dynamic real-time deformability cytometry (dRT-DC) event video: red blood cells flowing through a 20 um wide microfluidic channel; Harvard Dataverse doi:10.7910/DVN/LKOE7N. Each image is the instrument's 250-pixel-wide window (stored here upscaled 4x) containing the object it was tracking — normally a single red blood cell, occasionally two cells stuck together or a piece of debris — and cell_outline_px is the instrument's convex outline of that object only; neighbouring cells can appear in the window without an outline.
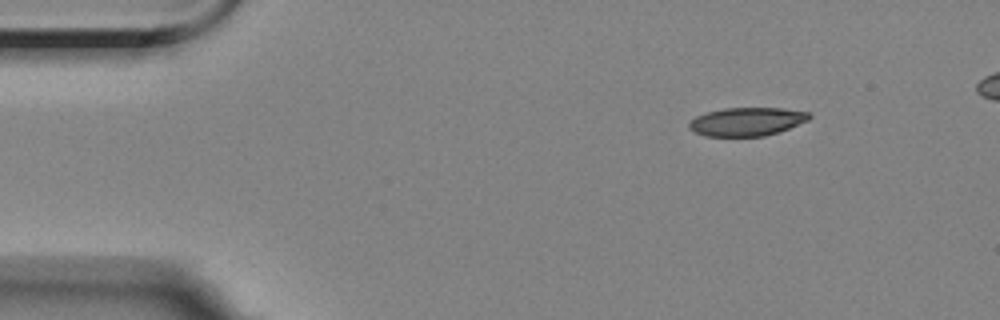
{"species": "Egyptian fruit bat (a non-hibernating species)", "species_latin": "Rousettus aegyptiacus", "temperature_condition": "room temperature", "stored_images_in_passage": 6, "segment_of_instrument_passage": [2, 2], "camera_frame_rate_fps": 3000, "um_per_image_px": 0.085, "animal": {"sex": "female"}, "frame": {"image": 1, "passage_image": 6, "time_ms": 5.667, "image_size_px": [1000, 320], "cell_outline_px": [[812, 116], [808, 120], [780, 132], [764, 136], [704, 136], [688, 128], [688, 124], [696, 116], [708, 112], [724, 108], [784, 108], [808, 112]], "centroid_in_image_um": [63.5, 10.34], "position_along_channel_um": 21.5, "area_um2": 19.88}}